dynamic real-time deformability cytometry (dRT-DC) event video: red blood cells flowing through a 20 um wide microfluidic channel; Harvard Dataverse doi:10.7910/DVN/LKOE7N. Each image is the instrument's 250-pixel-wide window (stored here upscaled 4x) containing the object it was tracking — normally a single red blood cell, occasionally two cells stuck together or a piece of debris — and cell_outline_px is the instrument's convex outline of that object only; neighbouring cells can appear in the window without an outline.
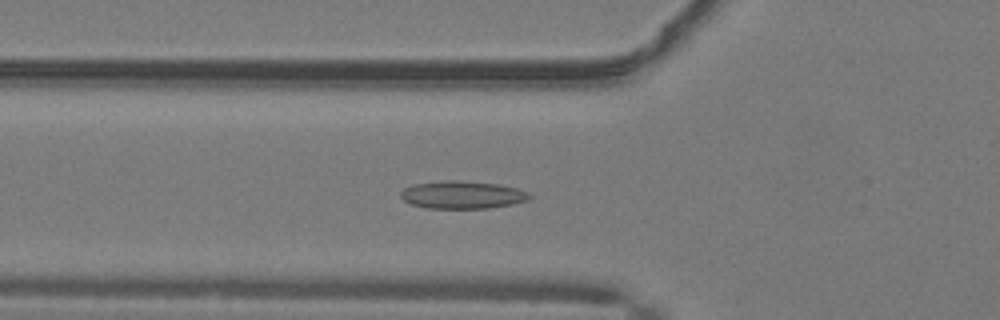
{"species": "common noctule bat (a hibernating species)", "species_latin": "Nyctalus noctula", "temperature_condition": "warm", "stored_images_in_passage": 49, "camera_frame_rate_fps": 3000, "um_per_image_px": 0.085, "animal": {"sex": "male", "body_mass_g": 19.2, "forearm_length_mm": 51.8}, "frame": {"image": 1, "passage_image": 17, "time_ms": 5.333, "image_size_px": [1000, 320], "cell_outline_px": [[532, 196], [528, 200], [512, 204], [488, 208], [428, 208], [412, 204], [404, 200], [400, 196], [400, 192], [404, 188], [412, 184], [444, 180], [460, 180], [500, 184], [516, 188], [528, 192]], "centroid_in_image_um": [39.29, 16.55], "position_along_channel_um": 86.5, "area_um2": 20.87}}
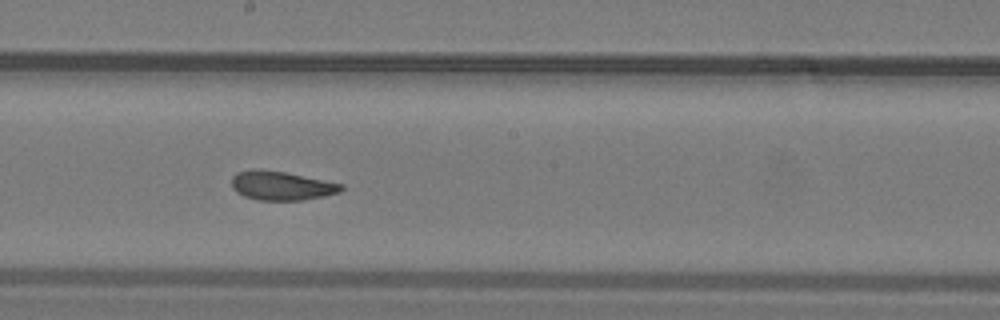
{"frame": {"image": 2, "passage_image": 27, "time_ms": 8.667, "image_size_px": [1000, 320], "cell_outline_px": [[344, 188], [340, 192], [324, 196], [304, 200], [260, 200], [244, 196], [236, 192], [232, 188], [232, 176], [236, 172], [252, 168], [260, 168], [284, 172], [344, 184]], "centroid_in_image_um": [23.9, 15.77], "position_along_channel_um": 224.3, "area_um2": 18.67}}
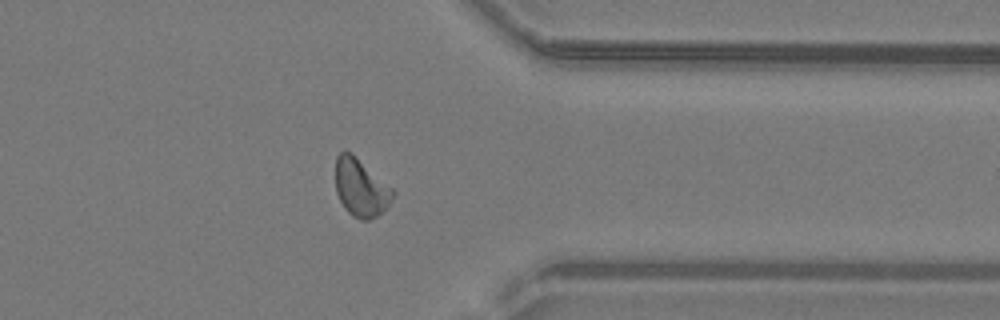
{"frame": {"image": 3, "passage_image": 39, "time_ms": 12.667, "image_size_px": [1000, 320], "cell_outline_px": [[396, 192], [388, 208], [376, 216], [368, 220], [360, 220], [352, 216], [344, 208], [336, 192], [336, 156], [340, 152], [352, 152], [392, 188]], "centroid_in_image_um": [30.68, 15.97], "position_along_channel_um": 380.7, "area_um2": 19.42}, "authors_computed_cell_mechanics": {"area_um2": 19.4208, "velocity_mm_per_s": 4.1132, "shape_relaxation_time_tau1_ms": 9.6543, "shape_relaxation_time_tau2_ms": 1.4867, "deformation_change_tau1": 0.1966, "deformation_change_tau2": 0.0752}}